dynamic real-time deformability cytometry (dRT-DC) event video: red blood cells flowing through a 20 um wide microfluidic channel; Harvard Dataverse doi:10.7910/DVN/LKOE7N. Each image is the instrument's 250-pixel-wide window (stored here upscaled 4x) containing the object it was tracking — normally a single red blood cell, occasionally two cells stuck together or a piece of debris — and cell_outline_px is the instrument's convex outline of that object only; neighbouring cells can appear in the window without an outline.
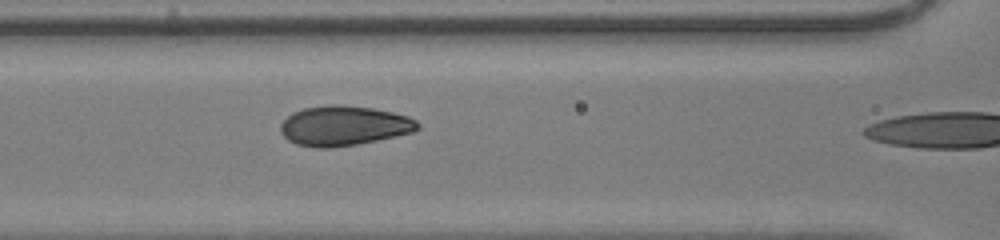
{"species": "human", "species_latin": "Homo sapiens", "temperature_condition": "room temperature", "stored_images_in_passage": 11, "camera_frame_rate_fps": 3000, "um_per_image_px": 0.085, "donor": {"sex": "male"}, "frame": {"image": 1, "passage_image": 10, "time_ms": 3.0, "image_size_px": [1000, 240], "cell_outline_px": [[420, 128], [412, 132], [376, 140], [356, 144], [332, 148], [316, 148], [296, 144], [288, 140], [280, 132], [280, 124], [292, 112], [304, 108], [328, 104], [340, 104], [372, 108], [392, 112], [408, 116], [416, 120], [420, 124]], "centroid_in_image_um": [29.2, 10.68], "position_along_channel_um": 137.4, "area_um2": 31.91}}